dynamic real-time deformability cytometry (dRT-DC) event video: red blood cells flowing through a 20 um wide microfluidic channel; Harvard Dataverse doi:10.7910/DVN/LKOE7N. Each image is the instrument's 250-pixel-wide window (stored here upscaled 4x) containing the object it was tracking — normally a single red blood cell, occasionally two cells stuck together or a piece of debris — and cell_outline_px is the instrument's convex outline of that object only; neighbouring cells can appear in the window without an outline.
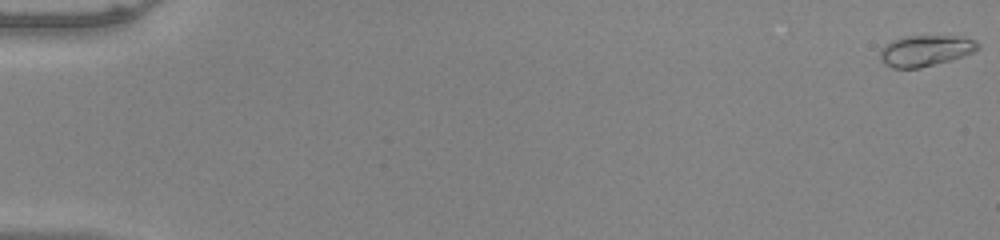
{"species": "common noctule bat (a hibernating species)", "species_latin": "Nyctalus noctula", "temperature_condition": "warm", "stored_images_in_passage": 54, "camera_frame_rate_fps": 3000, "um_per_image_px": 0.085, "animal": {"sex": "male", "body_mass_g": 20.0, "forearm_length_mm": 53.3}, "frame": {"image": 1, "passage_image": 1, "time_ms": 0.0, "image_size_px": [1000, 240], "cell_outline_px": [[980, 48], [976, 52], [952, 60], [920, 68], [892, 68], [884, 64], [880, 60], [880, 48], [884, 44], [892, 40], [904, 36], [964, 36], [976, 40], [980, 44]], "centroid_in_image_um": [78.69, 4.3], "position_along_channel_um": 6.3, "area_um2": 18.15}}
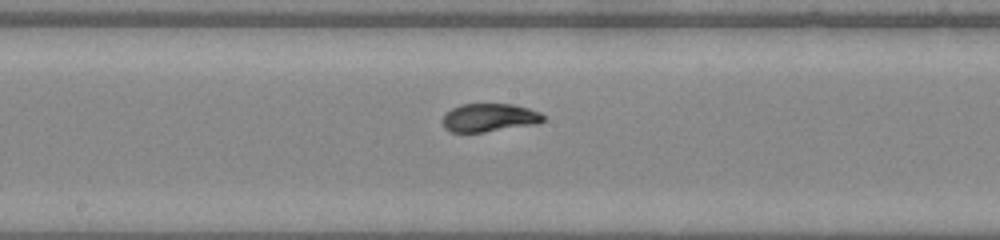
{"frame": {"image": 2, "passage_image": 30, "time_ms": 9.667, "image_size_px": [1000, 240], "cell_outline_px": [[544, 120], [540, 124], [484, 132], [452, 132], [444, 128], [444, 116], [452, 108], [460, 104], [512, 104], [528, 108], [540, 112], [544, 116]], "centroid_in_image_um": [41.64, 10.0], "position_along_channel_um": 206.6, "area_um2": 16.59}}
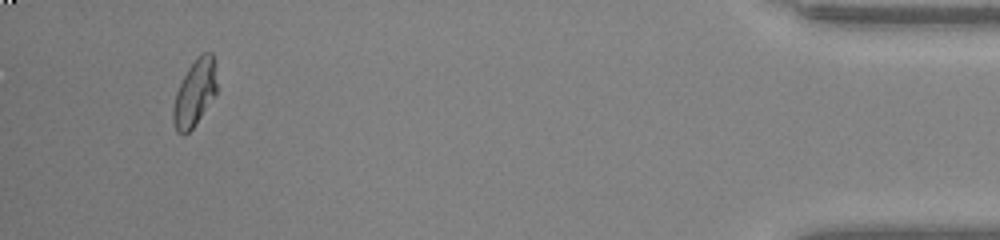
{"frame": {"image": 3, "passage_image": 51, "time_ms": 16.667, "image_size_px": [1000, 240], "cell_outline_px": [[216, 96], [192, 128], [184, 136], [176, 132], [172, 120], [172, 108], [176, 92], [188, 68], [196, 56], [200, 52], [212, 52], [216, 84]], "centroid_in_image_um": [16.53, 7.92], "position_along_channel_um": 418.7, "area_um2": 16.99}, "authors_computed_cell_mechanics": {"area_um2": 16.8487, "velocity_mm_per_s": 3.9785, "shape_relaxation_time_tau1_ms": 3.1546, "shape_relaxation_time_tau2_ms": null, "deformation_change_tau1": 0.1547, "deformation_change_tau2": null}}